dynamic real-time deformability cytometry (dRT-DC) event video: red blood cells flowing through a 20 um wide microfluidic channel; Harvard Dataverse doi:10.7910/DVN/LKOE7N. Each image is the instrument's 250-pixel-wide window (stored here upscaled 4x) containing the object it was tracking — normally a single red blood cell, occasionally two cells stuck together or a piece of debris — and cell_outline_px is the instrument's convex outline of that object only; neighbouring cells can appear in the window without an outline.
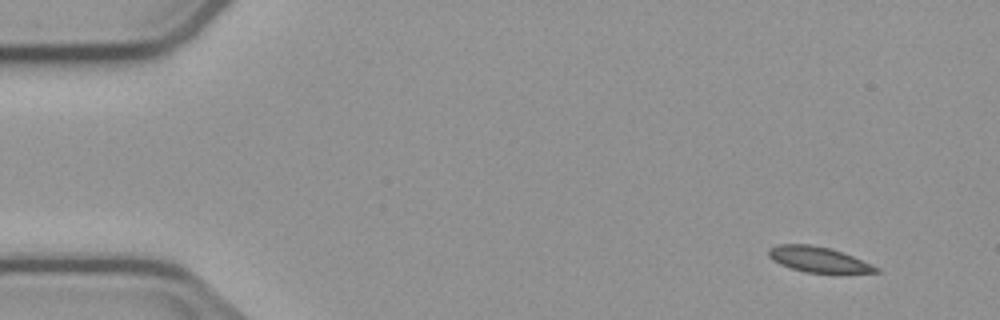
{"species": "common noctule bat (a hibernating species)", "species_latin": "Nyctalus noctula", "temperature_condition": "cold", "stored_images_in_passage": 4, "camera_frame_rate_fps": 3000, "um_per_image_px": 0.085, "animal": {"sex": "male", "body_mass_g": 23.1, "forearm_length_mm": 52.7}, "frame": {"image": 1, "passage_image": 1, "time_ms": 0.0, "image_size_px": [1000, 320], "cell_outline_px": [[880, 272], [804, 272], [780, 264], [772, 260], [768, 256], [768, 248], [776, 244], [808, 244], [832, 248], [852, 256], [880, 268]], "centroid_in_image_um": [69.5, 22.03], "position_along_channel_um": 15.5, "area_um2": 15.72}}